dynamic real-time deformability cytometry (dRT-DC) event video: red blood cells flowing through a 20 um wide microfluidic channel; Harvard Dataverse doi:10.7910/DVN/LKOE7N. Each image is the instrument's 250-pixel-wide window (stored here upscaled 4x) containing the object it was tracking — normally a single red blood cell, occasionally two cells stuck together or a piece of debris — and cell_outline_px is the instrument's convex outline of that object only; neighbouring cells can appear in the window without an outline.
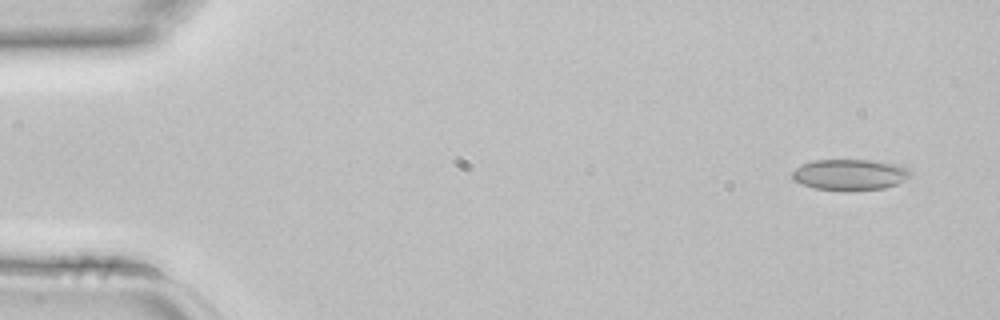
{"species": "common noctule bat (a hibernating species)", "species_latin": "Nyctalus noctula", "temperature_condition": "room temperature", "stored_images_in_passage": 3, "camera_frame_rate_fps": 3000, "um_per_image_px": 0.085, "animal": {"sex": "female", "body_mass_g": 22.7, "forearm_length_mm": 54.2}, "frame": {"image": 1, "passage_image": 1, "time_ms": 0.0, "image_size_px": [1000, 320], "cell_outline_px": [[912, 176], [908, 180], [884, 188], [848, 192], [816, 188], [800, 184], [792, 180], [792, 172], [796, 168], [812, 160], [876, 160], [896, 164], [908, 168], [912, 172]], "centroid_in_image_um": [72.28, 14.86], "position_along_channel_um": 12.7, "area_um2": 21.85}}